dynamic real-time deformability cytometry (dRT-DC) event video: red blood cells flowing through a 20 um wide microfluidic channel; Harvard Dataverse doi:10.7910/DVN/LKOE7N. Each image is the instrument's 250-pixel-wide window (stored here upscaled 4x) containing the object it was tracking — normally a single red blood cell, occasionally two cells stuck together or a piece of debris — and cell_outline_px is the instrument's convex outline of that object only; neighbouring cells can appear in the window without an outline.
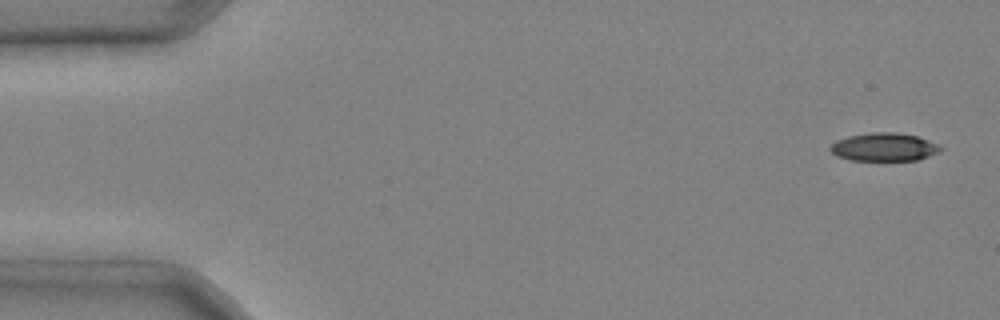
{"species": "common noctule bat (a hibernating species)", "species_latin": "Nyctalus noctula", "temperature_condition": "cold", "stored_images_in_passage": 4, "camera_frame_rate_fps": 3000, "um_per_image_px": 0.085, "animal": {"sex": "male", "body_mass_g": 20.4}, "frame": {"image": 1, "passage_image": 1, "time_ms": 0.0, "image_size_px": [1000, 320], "cell_outline_px": [[944, 148], [940, 152], [916, 160], [852, 160], [836, 156], [828, 148], [836, 140], [848, 136], [872, 132], [896, 132], [916, 136], [940, 144]], "centroid_in_image_um": [75.16, 12.49], "position_along_channel_um": 9.8, "area_um2": 18.15}}
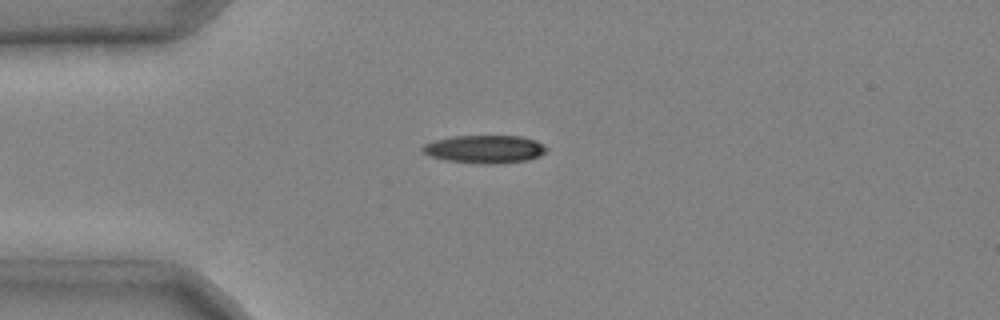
{"frame": {"image": 2, "passage_image": 4, "time_ms": 1.0, "image_size_px": [1000, 320], "cell_outline_px": [[548, 148], [544, 152], [528, 160], [500, 164], [480, 164], [448, 160], [432, 156], [420, 152], [420, 148], [424, 144], [432, 140], [456, 136], [520, 136], [536, 140], [544, 144]], "centroid_in_image_um": [41.18, 12.67], "position_along_channel_um": 43.8, "area_um2": 20.29}}